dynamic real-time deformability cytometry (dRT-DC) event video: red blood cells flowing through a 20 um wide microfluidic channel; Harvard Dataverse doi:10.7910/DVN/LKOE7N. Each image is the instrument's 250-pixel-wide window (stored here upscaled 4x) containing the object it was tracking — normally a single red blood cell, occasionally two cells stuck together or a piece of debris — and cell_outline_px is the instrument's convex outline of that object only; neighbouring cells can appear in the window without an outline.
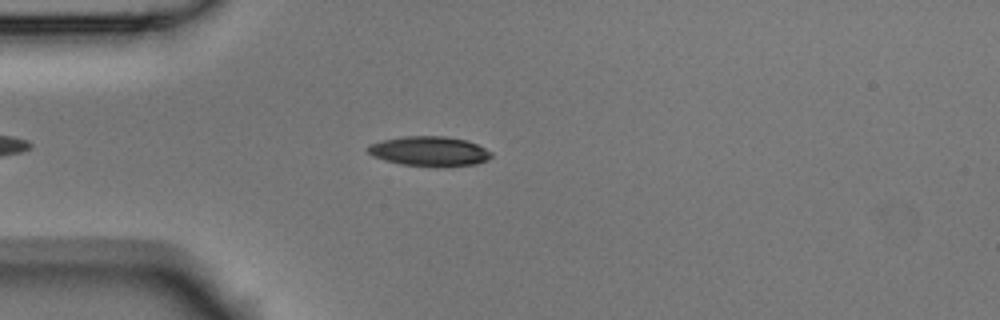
{"species": "Egyptian fruit bat (a non-hibernating species)", "species_latin": "Rousettus aegyptiacus", "temperature_condition": "room temperature", "stored_images_in_passage": 5, "camera_frame_rate_fps": 3000, "um_per_image_px": 0.085, "animal": {"sex": "male"}, "frame": {"image": 1, "passage_image": 4, "time_ms": 1.0, "image_size_px": [1000, 320], "cell_outline_px": [[492, 156], [488, 160], [476, 164], [436, 168], [404, 164], [384, 160], [372, 156], [364, 148], [368, 144], [400, 136], [448, 136], [468, 140], [492, 152]], "centroid_in_image_um": [36.49, 12.86], "position_along_channel_um": 48.5, "area_um2": 21.85}}